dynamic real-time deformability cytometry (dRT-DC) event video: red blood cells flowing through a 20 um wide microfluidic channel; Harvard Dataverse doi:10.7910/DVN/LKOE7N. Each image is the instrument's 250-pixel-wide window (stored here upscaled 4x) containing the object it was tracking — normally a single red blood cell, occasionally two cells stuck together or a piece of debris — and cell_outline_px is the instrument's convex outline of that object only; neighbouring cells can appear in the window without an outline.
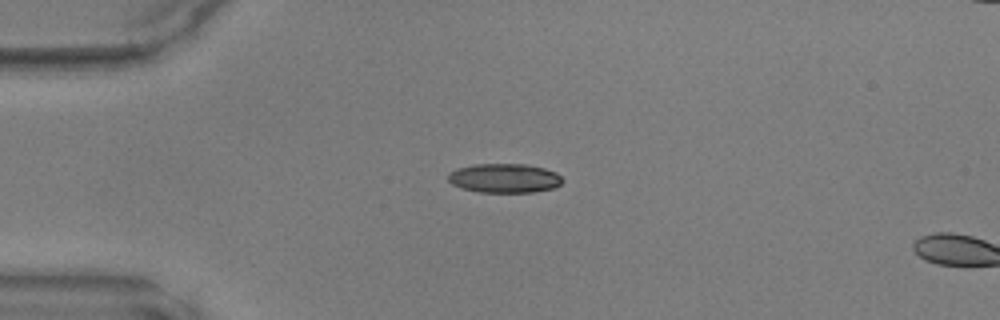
{"species": "common noctule bat (a hibernating species)", "species_latin": "Nyctalus noctula", "temperature_condition": "warm", "stored_images_in_passage": 14, "camera_frame_rate_fps": 3000, "um_per_image_px": 0.085, "animal": {"sex": "male", "body_mass_g": 17.9, "forearm_length_mm": 54.2}, "frame": {"image": 1, "passage_image": 12, "time_ms": 3.667, "image_size_px": [1000, 320], "cell_outline_px": [[564, 180], [556, 188], [532, 192], [480, 192], [460, 188], [452, 184], [448, 180], [448, 172], [456, 168], [476, 164], [524, 164], [544, 168], [556, 172]], "centroid_in_image_um": [42.87, 15.14], "position_along_channel_um": 42.1, "area_um2": 19.59}}